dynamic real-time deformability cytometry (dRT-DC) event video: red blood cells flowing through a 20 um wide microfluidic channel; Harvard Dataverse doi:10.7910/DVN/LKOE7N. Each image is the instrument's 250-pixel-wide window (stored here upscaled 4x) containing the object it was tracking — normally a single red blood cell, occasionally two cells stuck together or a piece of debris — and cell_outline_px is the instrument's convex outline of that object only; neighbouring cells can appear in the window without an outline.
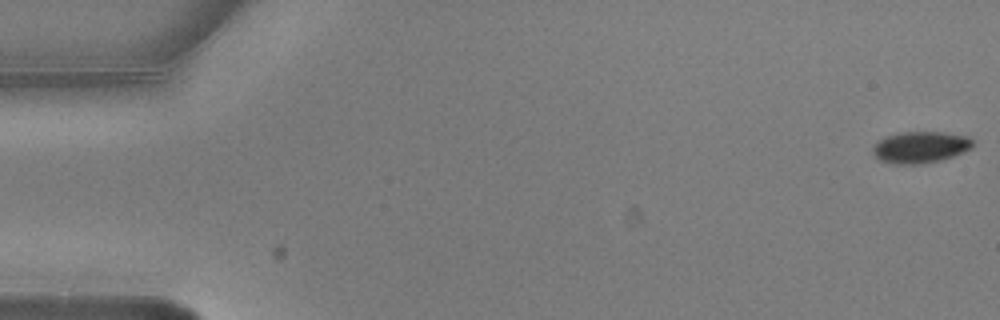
{"species": "common noctule bat (a hibernating species)", "species_latin": "Nyctalus noctula", "temperature_condition": "warm", "stored_images_in_passage": 4, "camera_frame_rate_fps": 3000, "um_per_image_px": 0.085, "animal": {"sex": "male", "body_mass_g": 20.5, "forearm_length_mm": 52.5}, "frame": {"image": 1, "passage_image": 1, "time_ms": 0.0, "image_size_px": [1000, 320], "cell_outline_px": [[972, 148], [952, 156], [940, 160], [920, 164], [896, 164], [880, 160], [872, 152], [872, 148], [880, 140], [888, 136], [900, 132], [944, 132], [968, 136], [972, 140]], "centroid_in_image_um": [78.24, 12.51], "position_along_channel_um": 6.8, "area_um2": 18.15}}